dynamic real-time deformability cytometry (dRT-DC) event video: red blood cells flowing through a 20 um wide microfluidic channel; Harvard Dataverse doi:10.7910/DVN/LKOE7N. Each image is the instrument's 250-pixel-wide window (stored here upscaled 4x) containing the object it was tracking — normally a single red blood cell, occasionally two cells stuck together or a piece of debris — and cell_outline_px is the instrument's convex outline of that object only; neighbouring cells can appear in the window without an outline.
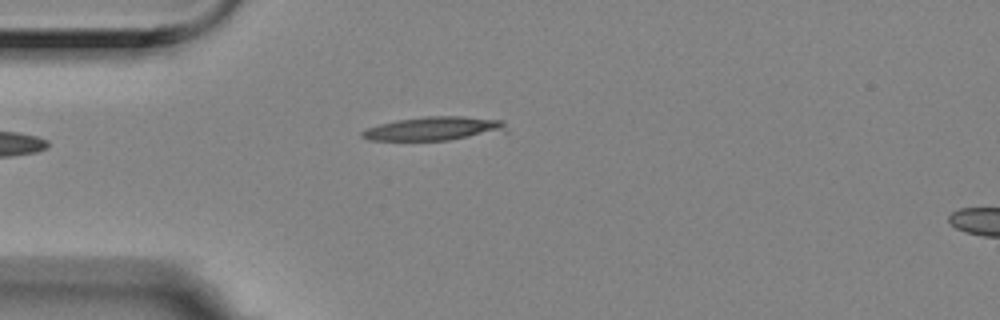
{"species": "Egyptian fruit bat (a non-hibernating species)", "species_latin": "Rousettus aegyptiacus", "temperature_condition": "room temperature", "stored_images_in_passage": 4, "camera_frame_rate_fps": 3000, "um_per_image_px": 0.085, "animal": {"sex": "female"}, "frame": {"image": 1, "passage_image": 4, "time_ms": 1.0, "image_size_px": [1000, 320], "cell_outline_px": [[508, 132], [448, 140], [368, 140], [360, 136], [360, 132], [368, 128], [380, 124], [396, 120], [424, 116], [464, 116], [504, 120]], "centroid_in_image_um": [36.95, 10.93], "position_along_channel_um": 48.1, "area_um2": 20.17}}